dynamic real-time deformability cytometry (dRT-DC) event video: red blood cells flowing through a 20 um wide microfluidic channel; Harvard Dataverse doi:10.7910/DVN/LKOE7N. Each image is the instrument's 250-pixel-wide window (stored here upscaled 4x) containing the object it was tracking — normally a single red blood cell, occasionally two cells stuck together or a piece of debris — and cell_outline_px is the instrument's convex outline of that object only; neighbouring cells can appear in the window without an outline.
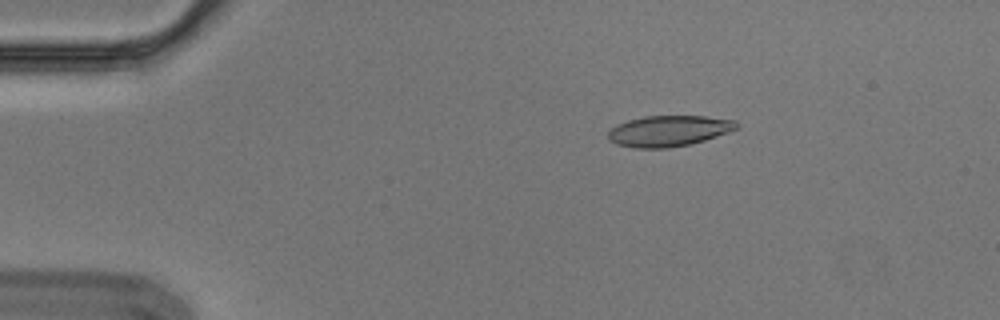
{"species": "Egyptian fruit bat (a non-hibernating species)", "species_latin": "Rousettus aegyptiacus", "temperature_condition": "cold", "stored_images_in_passage": 5, "camera_frame_rate_fps": 3000, "um_per_image_px": 0.085, "animal": {"sex": "male"}, "frame": {"image": 1, "passage_image": 3, "time_ms": 0.667, "image_size_px": [1000, 320], "cell_outline_px": [[740, 128], [692, 144], [668, 148], [632, 148], [616, 144], [608, 140], [608, 132], [616, 124], [628, 120], [644, 116], [704, 116], [736, 120], [740, 124]], "centroid_in_image_um": [56.85, 11.13], "position_along_channel_um": 28.2, "area_um2": 23.35}}